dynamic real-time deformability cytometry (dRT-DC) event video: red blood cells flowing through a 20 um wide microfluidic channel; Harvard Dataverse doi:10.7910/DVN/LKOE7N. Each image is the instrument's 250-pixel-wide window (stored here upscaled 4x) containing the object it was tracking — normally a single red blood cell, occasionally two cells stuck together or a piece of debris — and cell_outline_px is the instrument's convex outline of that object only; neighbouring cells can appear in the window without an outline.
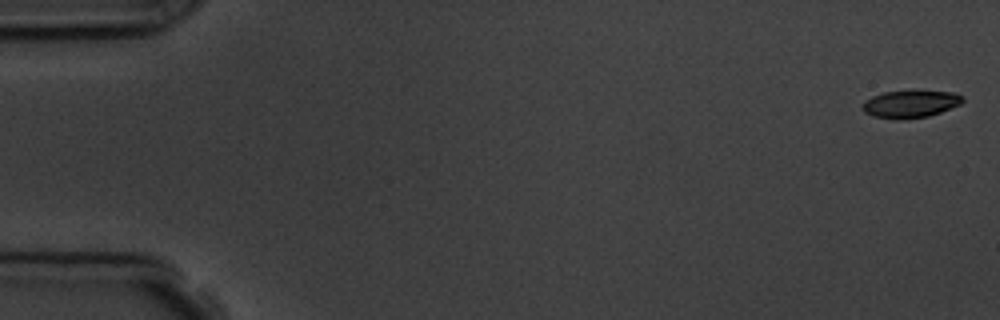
{"species": "common noctule bat (a hibernating species)", "species_latin": "Nyctalus noctula", "temperature_condition": "room temperature", "stored_images_in_passage": 5, "camera_frame_rate_fps": 3000, "um_per_image_px": 0.085, "animal": {"sex": "male", "body_mass_g": 19.5, "forearm_length_mm": 54.6}, "frame": {"image": 1, "passage_image": 1, "time_ms": 0.0, "image_size_px": [1000, 320], "cell_outline_px": [[964, 100], [960, 104], [940, 112], [928, 116], [904, 120], [896, 120], [872, 116], [864, 112], [860, 108], [864, 100], [872, 96], [884, 92], [952, 92], [964, 96]], "centroid_in_image_um": [77.32, 8.87], "position_along_channel_um": 7.7, "area_um2": 15.9}}
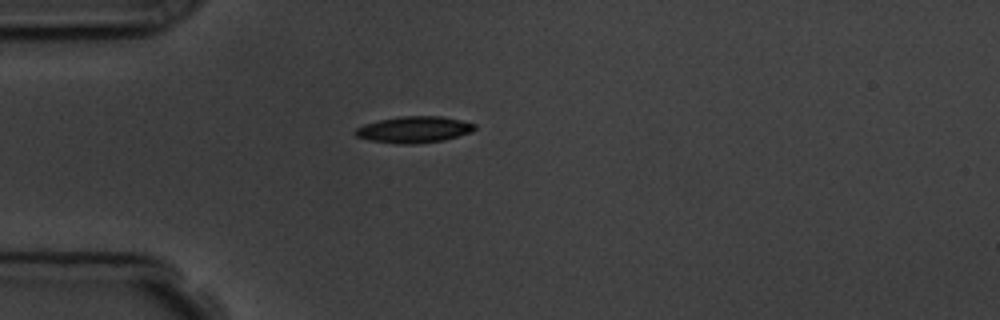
{"frame": {"image": 2, "passage_image": 5, "time_ms": 4.667, "image_size_px": [1000, 320], "cell_outline_px": [[476, 128], [472, 132], [444, 140], [416, 144], [396, 144], [368, 140], [356, 136], [352, 132], [356, 128], [364, 124], [380, 120], [404, 116], [440, 116], [460, 120], [476, 124]], "centroid_in_image_um": [35.18, 11.02], "position_along_channel_um": 49.8, "area_um2": 18.44}}